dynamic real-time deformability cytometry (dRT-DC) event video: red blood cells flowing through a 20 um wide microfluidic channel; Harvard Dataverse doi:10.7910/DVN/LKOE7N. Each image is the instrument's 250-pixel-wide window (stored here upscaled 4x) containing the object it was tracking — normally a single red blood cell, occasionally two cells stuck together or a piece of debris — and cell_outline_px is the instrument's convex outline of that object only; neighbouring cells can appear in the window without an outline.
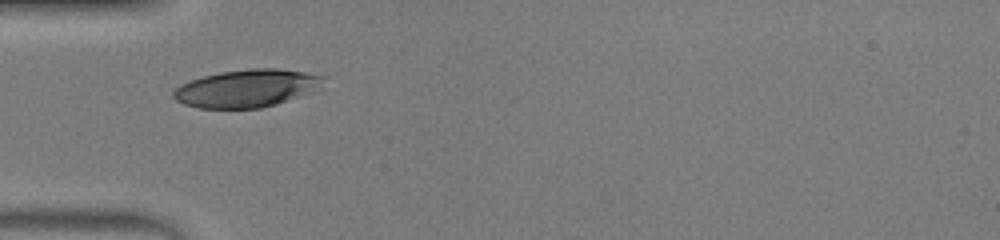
{"species": "human", "species_latin": "Homo sapiens", "temperature_condition": "warm", "stored_images_in_passage": 28, "camera_frame_rate_fps": 3000, "um_per_image_px": 0.085, "donor": {"sex": "male"}, "frame": {"image": 1, "passage_image": 1, "time_ms": 0.0, "image_size_px": [1000, 240], "cell_outline_px": [[328, 76], [312, 92], [276, 104], [260, 108], [200, 108], [184, 104], [176, 100], [172, 96], [172, 92], [180, 84], [204, 76], [220, 72], [252, 68], [280, 68]], "centroid_in_image_um": [20.98, 7.5], "position_along_channel_um": 64.0, "area_um2": 32.83}}
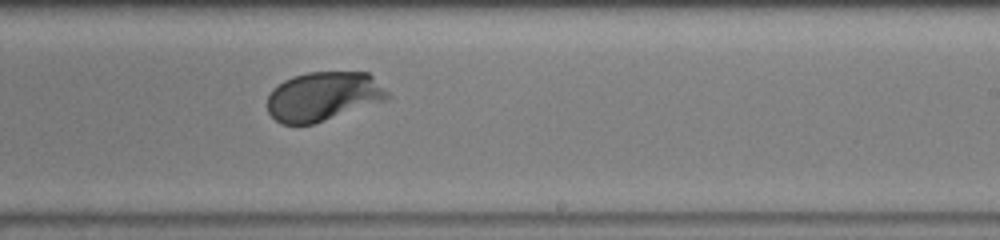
{"frame": {"image": 2, "passage_image": 15, "time_ms": 4.667, "image_size_px": [1000, 240], "cell_outline_px": [[392, 96], [388, 100], [312, 124], [280, 124], [268, 112], [268, 96], [272, 88], [284, 80], [292, 76], [308, 72], [368, 72]], "centroid_in_image_um": [27.48, 8.18], "position_along_channel_um": 261.5, "area_um2": 34.45}}
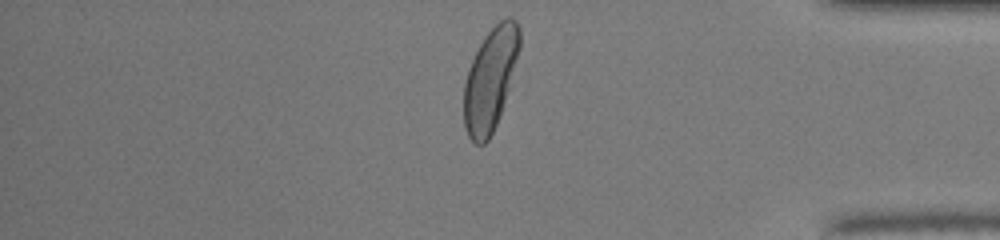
{"frame": {"image": 3, "passage_image": 26, "time_ms": 8.333, "image_size_px": [1000, 240], "cell_outline_px": [[520, 48], [508, 88], [496, 124], [488, 140], [484, 144], [476, 144], [468, 136], [464, 128], [464, 84], [468, 68], [484, 36], [504, 16], [512, 16], [516, 20], [520, 28]], "centroid_in_image_um": [41.67, 6.69], "position_along_channel_um": 393.5, "area_um2": 32.95}, "authors_computed_cell_mechanics": {"area_um2": 34.102, "velocity_mm_per_s": 4.2713, "shape_relaxation_time_tau1_ms": 1.5841, "shape_relaxation_time_tau2_ms": null, "deformation_change_tau1": 0.1423, "deformation_change_tau2": null}}